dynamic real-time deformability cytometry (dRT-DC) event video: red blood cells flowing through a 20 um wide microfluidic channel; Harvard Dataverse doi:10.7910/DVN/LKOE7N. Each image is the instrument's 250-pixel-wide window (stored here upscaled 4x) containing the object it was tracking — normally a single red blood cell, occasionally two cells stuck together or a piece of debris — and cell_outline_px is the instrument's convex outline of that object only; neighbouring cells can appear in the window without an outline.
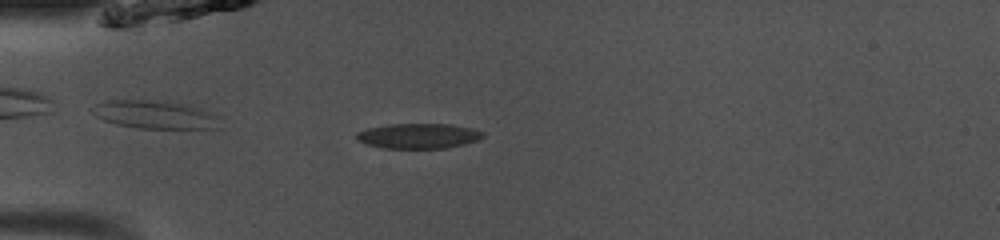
{"species": "common noctule bat (a hibernating species)", "species_latin": "Nyctalus noctula", "temperature_condition": "room temperature", "stored_images_in_passage": 38, "camera_frame_rate_fps": 3000, "um_per_image_px": 0.085, "animal": {"sex": "male", "body_mass_g": 13.0, "forearm_length_mm": 53.1}, "frame": {"image": 1, "passage_image": 2, "time_ms": 0.333, "image_size_px": [1000, 240], "cell_outline_px": [[484, 136], [480, 140], [464, 144], [444, 148], [384, 148], [368, 144], [356, 140], [356, 132], [368, 128], [392, 124], [452, 124], [472, 128], [484, 132]], "centroid_in_image_um": [35.6, 11.55], "position_along_channel_um": 49.4, "area_um2": 18.5}}
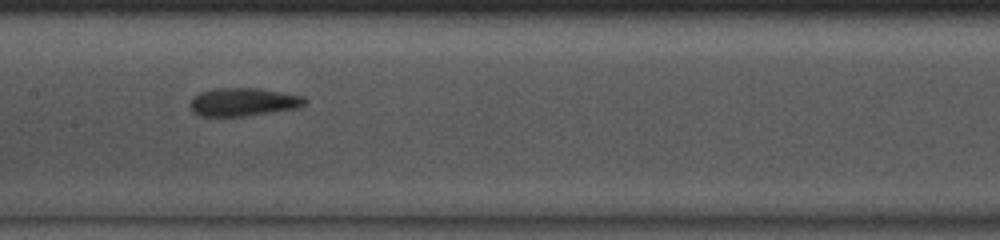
{"frame": {"image": 2, "passage_image": 13, "time_ms": 4.0, "image_size_px": [1000, 240], "cell_outline_px": [[308, 100], [300, 108], [244, 116], [200, 116], [192, 112], [188, 104], [192, 96], [200, 92], [212, 88], [260, 88], [304, 96]], "centroid_in_image_um": [20.65, 8.66], "position_along_channel_um": 186.7, "area_um2": 19.19}}
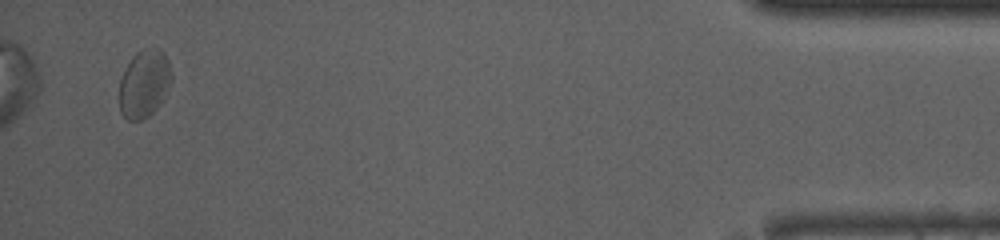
{"frame": {"image": 3, "passage_image": 36, "time_ms": 11.667, "image_size_px": [1000, 240], "cell_outline_px": [[172, 76], [164, 96], [156, 108], [148, 116], [140, 120], [128, 120], [120, 112], [120, 76], [124, 68], [132, 56], [136, 52], [144, 48], [160, 48], [164, 52], [168, 60]], "centroid_in_image_um": [12.24, 7.07], "position_along_channel_um": 423.0, "area_um2": 20.58}, "authors_computed_cell_mechanics": {"area_um2": 19.1029, "velocity_mm_per_s": 4.0417, "shape_relaxation_time_tau1_ms": null, "shape_relaxation_time_tau2_ms": 1.3827, "deformation_change_tau1": null, "deformation_change_tau2": 0.0663}}